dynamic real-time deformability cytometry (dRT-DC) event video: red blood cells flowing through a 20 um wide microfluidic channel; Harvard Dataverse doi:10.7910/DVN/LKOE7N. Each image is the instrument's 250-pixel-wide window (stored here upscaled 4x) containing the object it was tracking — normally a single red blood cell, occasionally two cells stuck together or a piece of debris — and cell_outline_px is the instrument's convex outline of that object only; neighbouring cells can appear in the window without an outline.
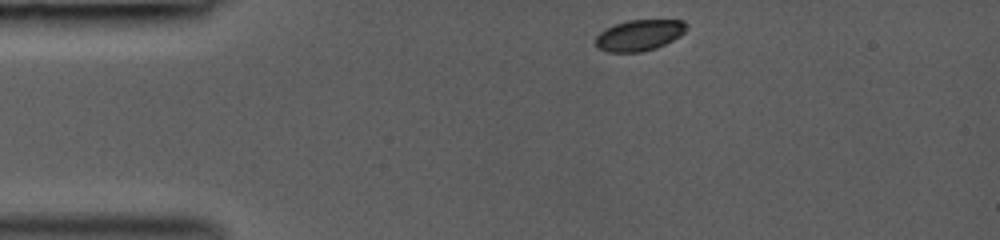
{"species": "common noctule bat (a hibernating species)", "species_latin": "Nyctalus noctula", "temperature_condition": "room temperature", "stored_images_in_passage": 18, "camera_frame_rate_fps": 3000, "um_per_image_px": 0.085, "animal": {"sex": "female", "body_mass_g": 19.0, "forearm_length_mm": 53.3}, "frame": {"image": 1, "passage_image": 1, "time_ms": 0.0, "image_size_px": [1000, 240], "cell_outline_px": [[688, 28], [680, 36], [656, 48], [640, 52], [608, 52], [596, 48], [596, 36], [600, 32], [616, 24], [628, 20], [684, 20], [688, 24]], "centroid_in_image_um": [54.36, 2.99], "position_along_channel_um": 30.6, "area_um2": 16.42}}
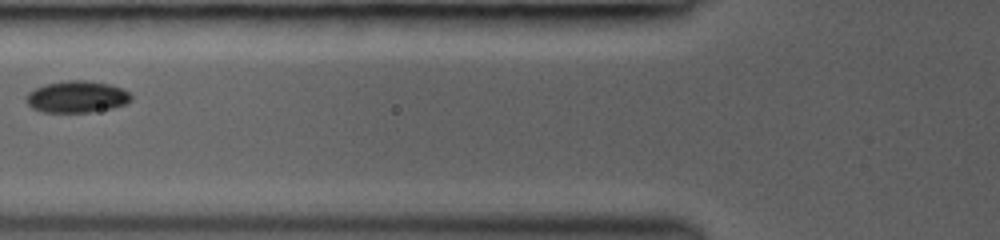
{"frame": {"image": 2, "passage_image": 8, "time_ms": 3.333, "image_size_px": [1000, 240], "cell_outline_px": [[132, 100], [128, 104], [112, 108], [92, 112], [44, 112], [32, 108], [28, 104], [28, 92], [44, 84], [64, 80], [88, 80], [108, 84], [120, 88], [128, 92], [132, 96]], "centroid_in_image_um": [6.57, 8.22], "position_along_channel_um": 119.2, "area_um2": 19.42}}
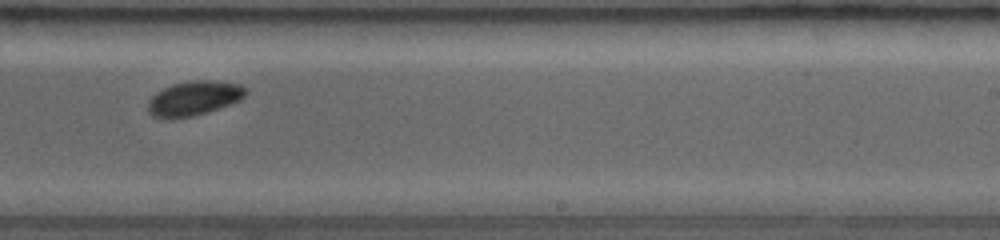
{"frame": {"image": 3, "passage_image": 16, "time_ms": 7.0, "image_size_px": [1000, 240], "cell_outline_px": [[248, 92], [240, 100], [232, 104], [192, 116], [176, 120], [168, 120], [152, 116], [148, 112], [148, 100], [156, 92], [172, 84], [192, 80], [212, 80], [240, 84], [248, 88]], "centroid_in_image_um": [16.48, 8.37], "position_along_channel_um": 272.5, "area_um2": 20.06}}